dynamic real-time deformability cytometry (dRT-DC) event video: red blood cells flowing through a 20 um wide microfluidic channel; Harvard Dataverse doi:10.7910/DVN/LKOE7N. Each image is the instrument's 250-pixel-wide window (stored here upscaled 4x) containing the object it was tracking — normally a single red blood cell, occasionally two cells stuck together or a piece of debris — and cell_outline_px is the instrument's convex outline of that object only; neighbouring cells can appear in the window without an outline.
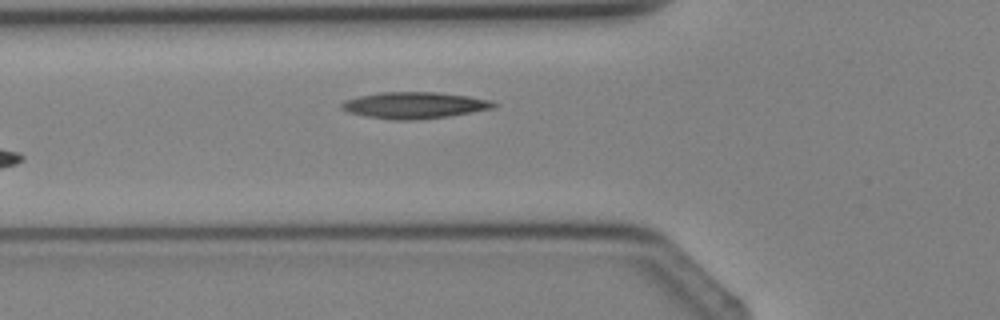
{"species": "Egyptian fruit bat (a non-hibernating species)", "species_latin": "Rousettus aegyptiacus", "temperature_condition": "cold", "stored_images_in_passage": 5, "segment_of_instrument_passage": [1, 2], "camera_frame_rate_fps": 3000, "um_per_image_px": 0.085, "animal": {"sex": "female"}, "frame": {"image": 1, "passage_image": 4, "time_ms": 3.333, "image_size_px": [1000, 320], "cell_outline_px": [[500, 104], [492, 108], [472, 112], [448, 116], [416, 120], [392, 120], [364, 116], [348, 112], [340, 108], [340, 104], [344, 100], [360, 96], [380, 92], [436, 92], [468, 96], [488, 100]], "centroid_in_image_um": [35.18, 8.95], "position_along_channel_um": 90.6, "area_um2": 23.47}}